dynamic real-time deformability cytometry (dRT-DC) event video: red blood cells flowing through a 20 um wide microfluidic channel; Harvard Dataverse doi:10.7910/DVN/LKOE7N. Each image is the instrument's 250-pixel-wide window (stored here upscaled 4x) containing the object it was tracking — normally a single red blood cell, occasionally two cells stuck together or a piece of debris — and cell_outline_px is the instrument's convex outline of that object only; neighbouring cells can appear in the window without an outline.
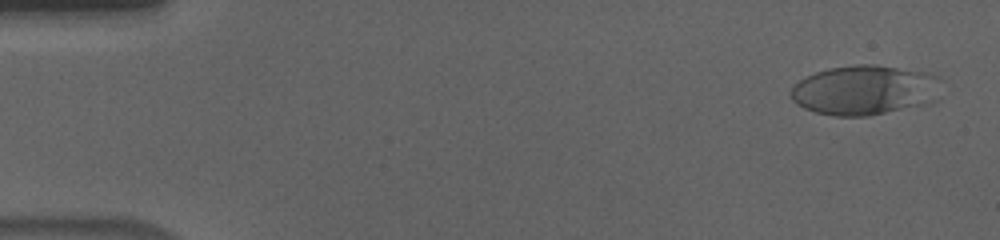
{"species": "human", "species_latin": "Homo sapiens", "temperature_condition": "cold", "stored_images_in_passage": 56, "camera_frame_rate_fps": 3000, "um_per_image_px": 0.085, "donor": {"sex": "male"}, "frame": {"image": 1, "passage_image": 3, "time_ms": 0.667, "image_size_px": [1000, 240], "cell_outline_px": [[940, 76], [920, 104], [868, 116], [836, 116], [816, 112], [804, 108], [796, 104], [792, 100], [792, 88], [800, 80], [816, 72], [828, 68], [856, 64], [872, 64], [928, 72]], "centroid_in_image_um": [73.3, 7.63], "position_along_channel_um": 11.7, "area_um2": 41.85}}
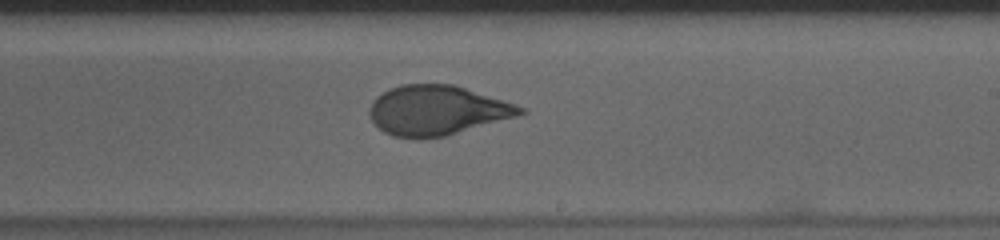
{"frame": {"image": 2, "passage_image": 34, "time_ms": 11.0, "image_size_px": [1000, 240], "cell_outline_px": [[528, 112], [516, 116], [444, 136], [416, 140], [392, 136], [384, 132], [372, 120], [368, 112], [372, 100], [376, 96], [400, 84], [452, 84], [504, 100], [528, 108]], "centroid_in_image_um": [37.13, 9.39], "position_along_channel_um": 251.9, "area_um2": 43.64}}
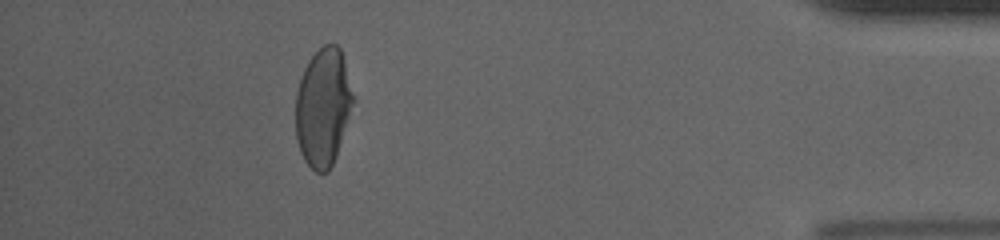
{"frame": {"image": 3, "passage_image": 51, "time_ms": 16.667, "image_size_px": [1000, 240], "cell_outline_px": [[356, 100], [336, 156], [328, 172], [316, 172], [304, 160], [300, 152], [296, 140], [296, 92], [304, 68], [308, 60], [324, 44], [336, 44], [340, 48], [344, 60]], "centroid_in_image_um": [27.48, 9.11], "position_along_channel_um": 407.7, "area_um2": 39.88}, "authors_computed_cell_mechanics": {"area_um2": 43.0899, "velocity_mm_per_s": 3.6269, "shape_relaxation_time_tau1_ms": 7.3089, "shape_relaxation_time_tau2_ms": 0.7671, "deformation_change_tau1": 0.2162, "deformation_change_tau2": 0.0585}}